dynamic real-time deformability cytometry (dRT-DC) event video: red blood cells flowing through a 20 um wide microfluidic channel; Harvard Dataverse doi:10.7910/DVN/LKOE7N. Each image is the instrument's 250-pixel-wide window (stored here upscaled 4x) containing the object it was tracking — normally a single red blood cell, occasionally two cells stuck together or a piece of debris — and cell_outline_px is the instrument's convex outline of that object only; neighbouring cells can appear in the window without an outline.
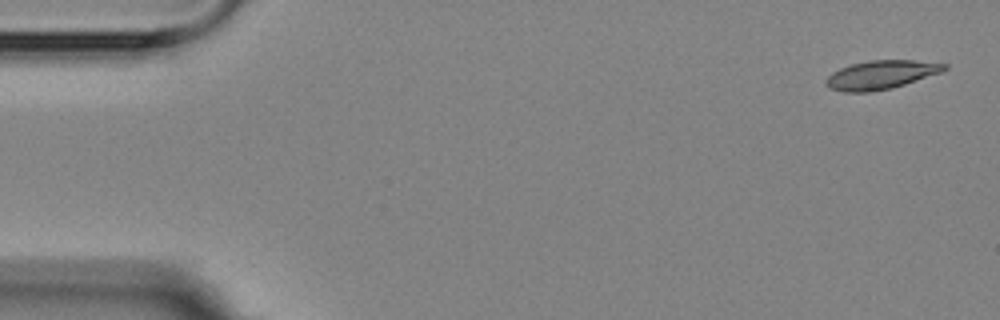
{"species": "Egyptian fruit bat (a non-hibernating species)", "species_latin": "Rousettus aegyptiacus", "temperature_condition": "room temperature", "stored_images_in_passage": 5, "camera_frame_rate_fps": 3000, "um_per_image_px": 0.085, "animal": {"sex": "female"}, "frame": {"image": 1, "passage_image": 1, "time_ms": 0.0, "image_size_px": [1000, 320], "cell_outline_px": [[948, 68], [944, 72], [892, 88], [868, 92], [844, 92], [828, 88], [824, 84], [824, 80], [832, 72], [840, 68], [852, 64], [868, 60], [912, 60], [948, 64]], "centroid_in_image_um": [74.88, 6.36], "position_along_channel_um": 10.1, "area_um2": 20.0}}
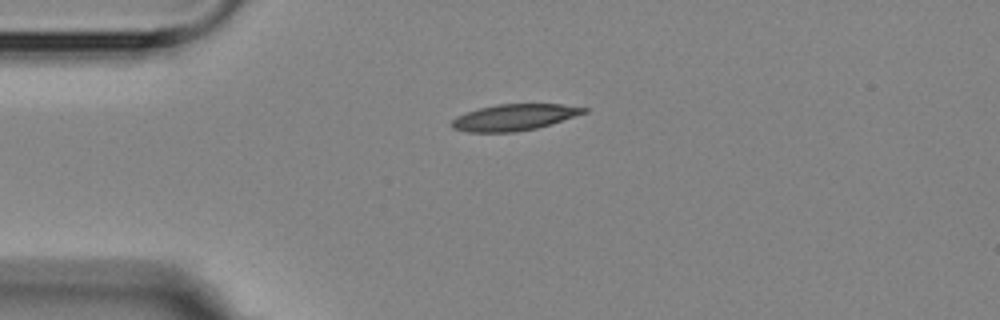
{"frame": {"image": 2, "passage_image": 4, "time_ms": 3.667, "image_size_px": [1000, 320], "cell_outline_px": [[588, 112], [576, 116], [536, 128], [512, 132], [468, 132], [452, 128], [448, 124], [456, 116], [464, 112], [496, 104], [564, 104], [588, 108]], "centroid_in_image_um": [43.67, 9.96], "position_along_channel_um": 41.3, "area_um2": 20.35}}